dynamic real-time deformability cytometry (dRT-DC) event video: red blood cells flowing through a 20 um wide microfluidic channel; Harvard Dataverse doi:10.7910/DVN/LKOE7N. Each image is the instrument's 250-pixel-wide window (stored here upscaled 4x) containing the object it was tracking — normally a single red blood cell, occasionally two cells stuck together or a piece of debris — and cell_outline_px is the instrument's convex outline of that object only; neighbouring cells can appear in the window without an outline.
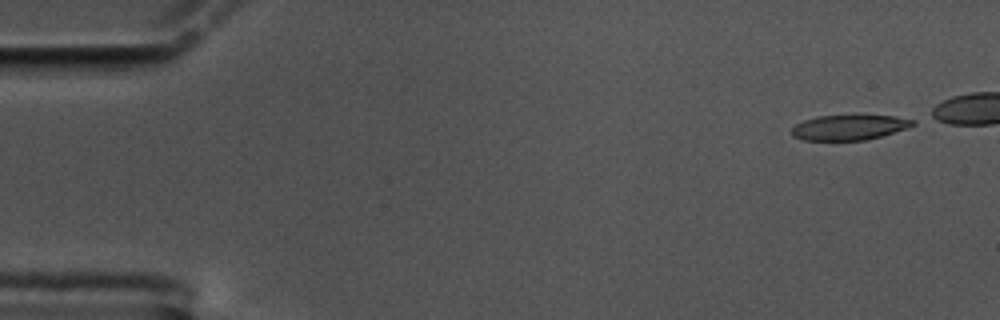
{"species": "common noctule bat (a hibernating species)", "species_latin": "Nyctalus noctula", "temperature_condition": "cold", "stored_images_in_passage": 48, "camera_frame_rate_fps": 3000, "um_per_image_px": 0.085, "animal": {"sex": "male", "body_mass_g": 17.5, "forearm_length_mm": 52.3}, "frame": {"image": 1, "passage_image": 1, "time_ms": 0.0, "image_size_px": [1000, 320], "cell_outline_px": [[916, 124], [908, 128], [880, 136], [864, 140], [804, 140], [792, 136], [792, 128], [796, 124], [804, 120], [816, 116], [896, 116], [916, 120]], "centroid_in_image_um": [72.19, 10.83], "position_along_channel_um": 12.8, "area_um2": 17.57}}
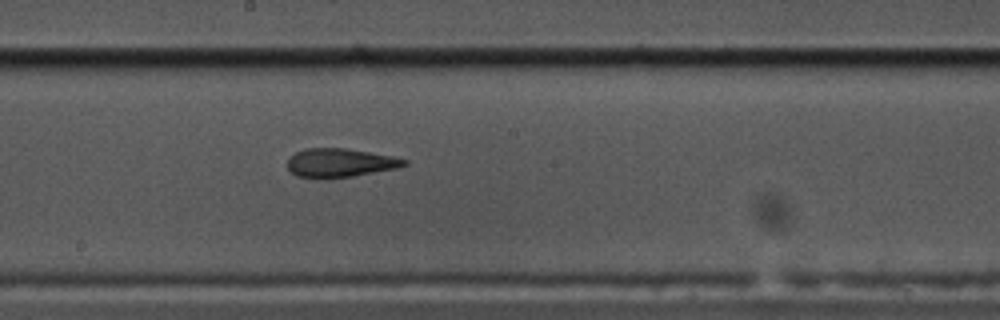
{"frame": {"image": 2, "passage_image": 29, "time_ms": 9.333, "image_size_px": [1000, 320], "cell_outline_px": [[408, 164], [396, 168], [352, 176], [328, 180], [320, 180], [296, 176], [288, 168], [288, 156], [304, 148], [344, 148], [392, 156], [408, 160]], "centroid_in_image_um": [28.84, 13.86], "position_along_channel_um": 219.4, "area_um2": 19.83}}
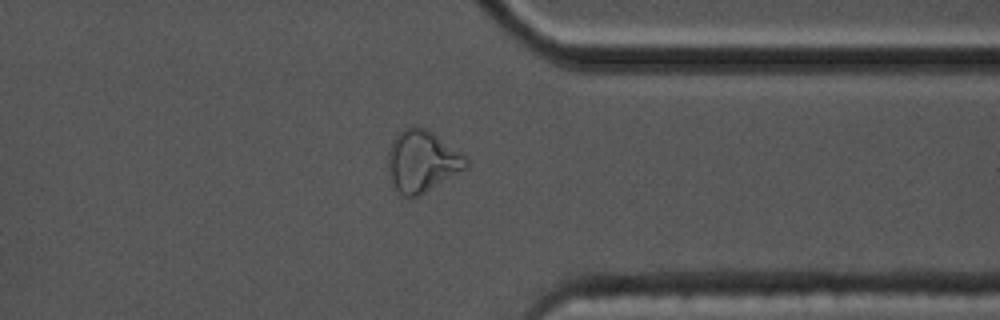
{"frame": {"image": 3, "passage_image": 43, "time_ms": 14.0, "image_size_px": [1000, 320], "cell_outline_px": [[468, 168], [420, 196], [408, 200], [396, 188], [392, 180], [388, 164], [388, 152], [392, 140], [404, 128], [428, 128], [468, 156]], "centroid_in_image_um": [35.94, 13.72], "position_along_channel_um": 375.5, "area_um2": 28.32}, "authors_computed_cell_mechanics": {"area_um2": 19.7965, "velocity_mm_per_s": 3.4337, "shape_relaxation_time_tau1_ms": null, "shape_relaxation_time_tau2_ms": 2.3764, "deformation_change_tau1": null, "deformation_change_tau2": 0.1028}}